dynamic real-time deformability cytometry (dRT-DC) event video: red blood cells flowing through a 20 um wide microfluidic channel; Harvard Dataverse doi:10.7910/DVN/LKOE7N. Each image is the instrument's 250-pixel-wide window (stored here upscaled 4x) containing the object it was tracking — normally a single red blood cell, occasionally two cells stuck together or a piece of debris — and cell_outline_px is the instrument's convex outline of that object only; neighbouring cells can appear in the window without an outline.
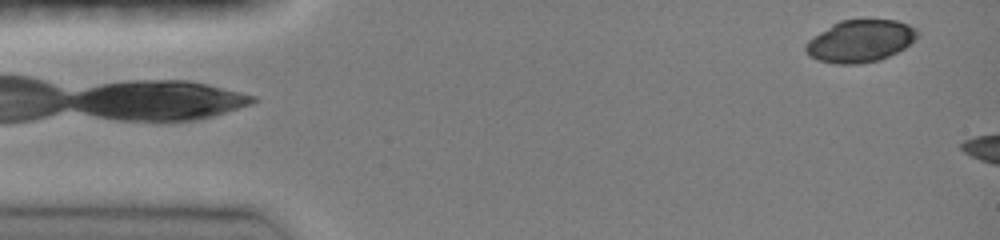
{"species": "common noctule bat (a hibernating species)", "species_latin": "Nyctalus noctula", "temperature_condition": "room temperature", "stored_images_in_passage": 41, "camera_frame_rate_fps": 3000, "um_per_image_px": 0.085, "animal": {"sex": "female", "body_mass_g": 19.0, "forearm_length_mm": 51.5}, "frame": {"image": 1, "passage_image": 1, "time_ms": 0.0, "image_size_px": [1000, 240], "cell_outline_px": [[920, 36], [904, 48], [880, 60], [856, 64], [836, 64], [816, 60], [804, 48], [804, 44], [808, 40], [832, 24], [840, 20], [896, 20], [908, 24], [916, 28], [920, 32]], "centroid_in_image_um": [73.14, 3.49], "position_along_channel_um": 11.9, "area_um2": 27.46}}
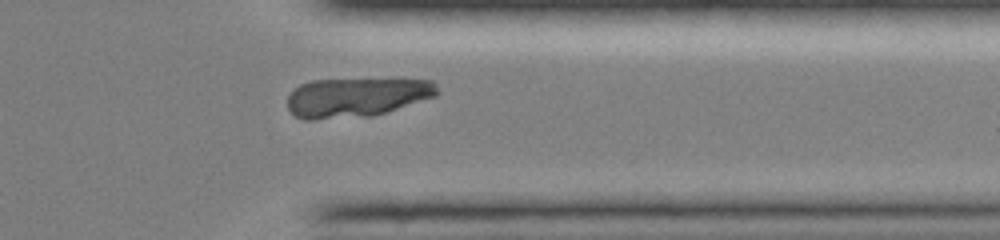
{"frame": {"image": 2, "passage_image": 36, "time_ms": 11.667, "image_size_px": [1000, 240], "cell_outline_px": [[440, 92], [436, 96], [372, 116], [312, 120], [304, 120], [296, 116], [288, 108], [288, 96], [300, 84], [312, 80], [432, 80], [436, 84]], "centroid_in_image_um": [30.28, 8.28], "position_along_channel_um": 381.1, "area_um2": 33.93}}
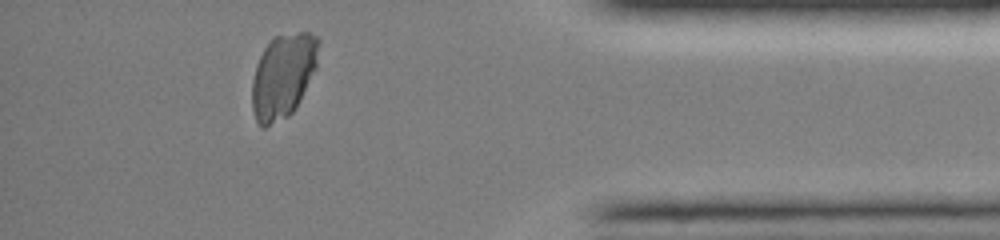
{"frame": {"image": 3, "passage_image": 40, "time_ms": 13.0, "image_size_px": [1000, 240], "cell_outline_px": [[320, 40], [316, 68], [292, 112], [288, 116], [264, 128], [260, 128], [256, 120], [252, 108], [252, 80], [256, 64], [264, 48], [276, 36], [300, 32], [308, 32], [316, 36]], "centroid_in_image_um": [24.05, 6.44], "position_along_channel_um": 411.2, "area_um2": 32.43}}